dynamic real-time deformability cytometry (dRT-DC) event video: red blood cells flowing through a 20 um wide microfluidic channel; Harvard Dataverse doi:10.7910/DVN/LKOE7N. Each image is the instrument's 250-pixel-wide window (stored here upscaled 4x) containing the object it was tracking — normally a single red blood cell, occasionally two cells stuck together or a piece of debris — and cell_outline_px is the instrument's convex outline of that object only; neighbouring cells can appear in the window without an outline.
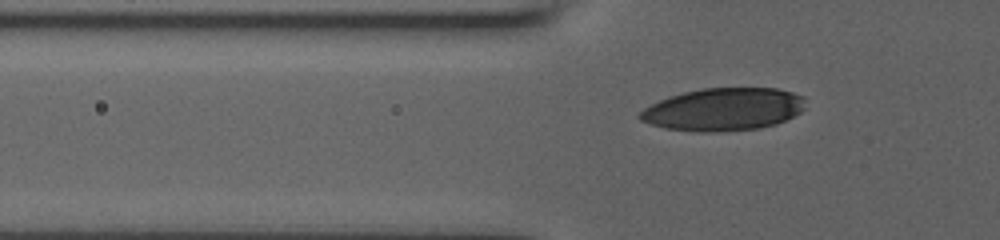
{"species": "human", "species_latin": "Homo sapiens", "temperature_condition": "room temperature", "stored_images_in_passage": 33, "camera_frame_rate_fps": 3000, "um_per_image_px": 0.085, "donor": {"sex": "male"}, "frame": {"image": 1, "passage_image": 3, "time_ms": 0.667, "image_size_px": [1000, 240], "cell_outline_px": [[804, 108], [800, 112], [776, 124], [760, 128], [712, 132], [700, 132], [664, 128], [640, 120], [636, 116], [644, 108], [668, 96], [684, 92], [704, 88], [776, 88], [792, 92], [804, 96]], "centroid_in_image_um": [61.48, 9.29], "position_along_channel_um": 64.3, "area_um2": 41.1}}
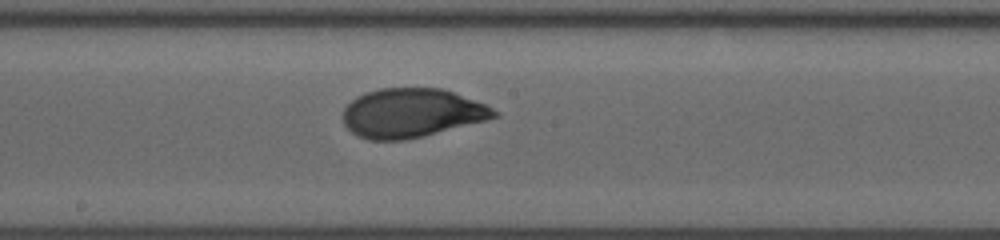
{"frame": {"image": 2, "passage_image": 15, "time_ms": 4.667, "image_size_px": [1000, 240], "cell_outline_px": [[500, 116], [424, 136], [404, 140], [368, 140], [352, 132], [344, 124], [344, 108], [356, 96], [364, 92], [380, 88], [444, 88], [484, 104], [500, 112]], "centroid_in_image_um": [34.99, 9.6], "position_along_channel_um": 213.2, "area_um2": 43.06}}
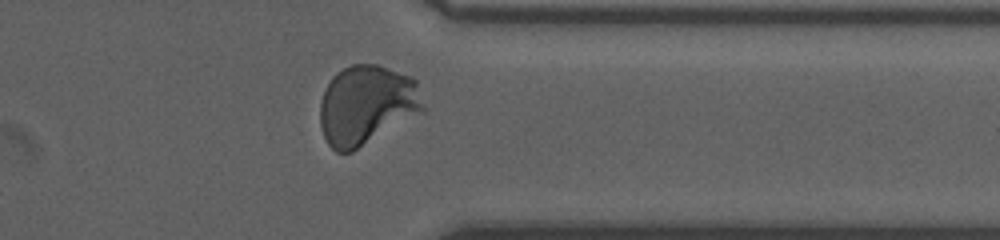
{"frame": {"image": 3, "passage_image": 28, "time_ms": 9.0, "image_size_px": [1000, 240], "cell_outline_px": [[424, 112], [352, 152], [336, 152], [328, 144], [324, 136], [320, 124], [320, 104], [324, 92], [332, 76], [336, 72], [352, 64], [376, 64], [412, 76], [416, 80], [424, 108]], "centroid_in_image_um": [31.17, 8.93], "position_along_channel_um": 380.2, "area_um2": 47.92}, "authors_computed_cell_mechanics": {"area_um2": 43.7546, "velocity_mm_per_s": 3.9107, "shape_relaxation_time_tau1_ms": 3.2486, "shape_relaxation_time_tau2_ms": null, "deformation_change_tau1": 0.1618, "deformation_change_tau2": null}}